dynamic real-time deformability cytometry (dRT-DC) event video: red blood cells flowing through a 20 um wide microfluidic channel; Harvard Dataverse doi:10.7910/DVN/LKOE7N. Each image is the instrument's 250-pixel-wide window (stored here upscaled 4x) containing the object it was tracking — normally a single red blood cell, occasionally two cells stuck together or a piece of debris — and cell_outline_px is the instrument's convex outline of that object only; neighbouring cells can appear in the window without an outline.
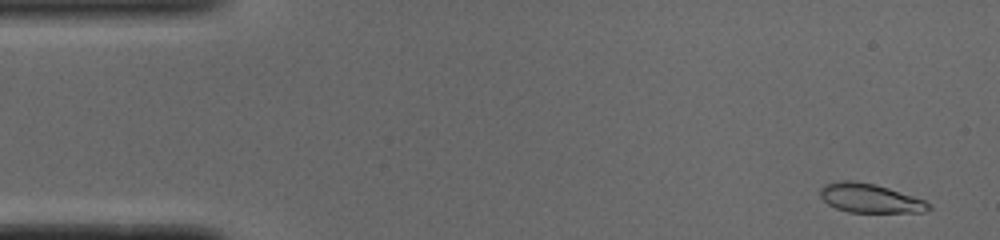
{"species": "common noctule bat (a hibernating species)", "species_latin": "Nyctalus noctula", "temperature_condition": "cold", "stored_images_in_passage": 51, "camera_frame_rate_fps": 3000, "um_per_image_px": 0.085, "animal": {"sex": "male", "body_mass_g": 19.0, "forearm_length_mm": 50.8}, "frame": {"image": 1, "passage_image": 2, "time_ms": 0.333, "image_size_px": [1000, 240], "cell_outline_px": [[932, 208], [924, 212], [848, 212], [836, 208], [828, 204], [820, 196], [820, 188], [824, 184], [844, 180], [852, 180], [876, 184], [924, 200], [932, 204]], "centroid_in_image_um": [73.94, 16.85], "position_along_channel_um": 11.1, "area_um2": 18.32}}
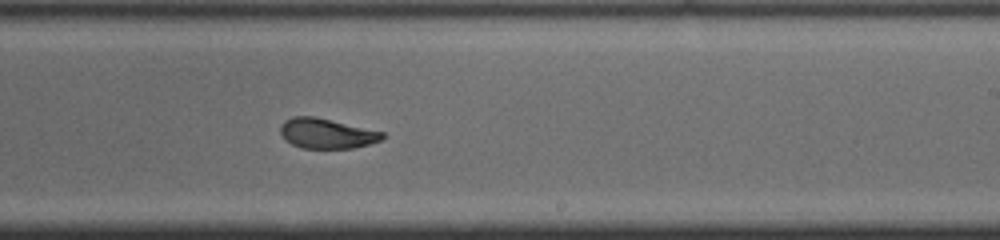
{"frame": {"image": 2, "passage_image": 30, "time_ms": 9.667, "image_size_px": [1000, 240], "cell_outline_px": [[388, 136], [380, 140], [368, 144], [352, 148], [300, 148], [284, 140], [280, 132], [280, 124], [284, 120], [292, 116], [312, 116], [384, 132]], "centroid_in_image_um": [27.73, 11.34], "position_along_channel_um": 261.3, "area_um2": 17.86}}
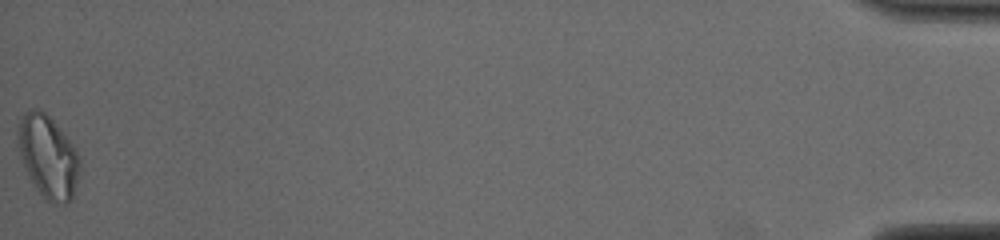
{"frame": {"image": 3, "passage_image": 51, "time_ms": 16.667, "image_size_px": [1000, 240], "cell_outline_px": [[80, 168], [72, 200], [68, 204], [52, 204], [36, 188], [28, 176], [20, 156], [16, 132], [20, 116], [28, 108], [40, 108], [52, 120], [76, 148], [80, 156]], "centroid_in_image_um": [4.07, 13.3], "position_along_channel_um": 431.1, "area_um2": 30.06}, "authors_computed_cell_mechanics": {"area_um2": 18.785, "velocity_mm_per_s": 3.8805, "shape_relaxation_time_tau1_ms": 8.2745, "shape_relaxation_time_tau2_ms": 1.5932, "deformation_change_tau1": 0.2015, "deformation_change_tau2": 0.0579}}